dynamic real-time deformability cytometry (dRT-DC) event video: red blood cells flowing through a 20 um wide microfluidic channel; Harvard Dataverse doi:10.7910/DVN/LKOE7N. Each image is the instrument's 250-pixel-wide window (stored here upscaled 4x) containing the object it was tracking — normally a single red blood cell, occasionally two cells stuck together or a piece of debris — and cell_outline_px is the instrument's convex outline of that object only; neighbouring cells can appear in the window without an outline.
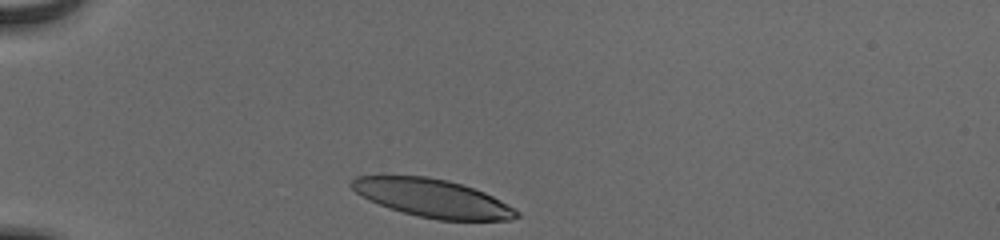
{"species": "human", "species_latin": "Homo sapiens", "temperature_condition": "cold", "stored_images_in_passage": 32, "camera_frame_rate_fps": 3000, "um_per_image_px": 0.085, "donor": {"sex": "male"}, "frame": {"image": 1, "passage_image": 1, "time_ms": 0.0, "image_size_px": [1000, 240], "cell_outline_px": [[520, 216], [512, 220], [436, 220], [404, 212], [368, 200], [360, 196], [348, 184], [356, 176], [428, 176], [448, 180], [484, 192], [508, 204], [520, 212]], "centroid_in_image_um": [36.78, 16.84], "position_along_channel_um": 48.2, "area_um2": 36.41}}
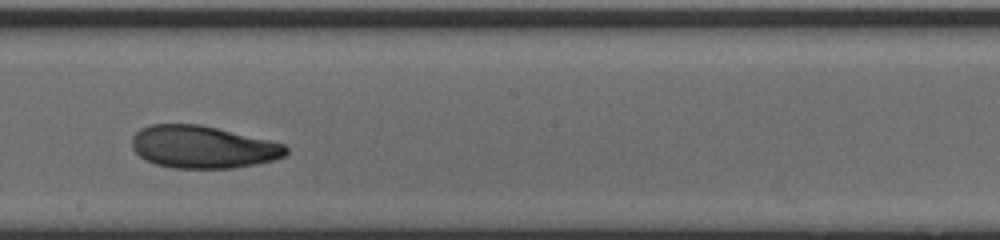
{"frame": {"image": 2, "passage_image": 18, "time_ms": 5.667, "image_size_px": [1000, 240], "cell_outline_px": [[288, 152], [284, 156], [272, 160], [256, 164], [232, 168], [176, 168], [156, 164], [144, 160], [132, 148], [132, 136], [140, 128], [148, 124], [200, 124], [268, 140], [284, 144], [288, 148]], "centroid_in_image_um": [17.2, 12.49], "position_along_channel_um": 231.0, "area_um2": 38.03}}
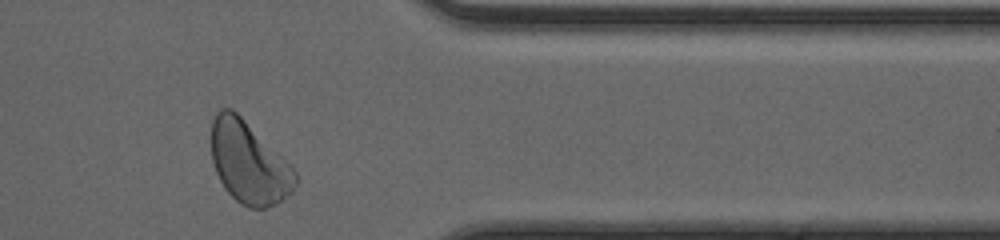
{"frame": {"image": 3, "passage_image": 31, "time_ms": 10.0, "image_size_px": [1000, 240], "cell_outline_px": [[300, 180], [292, 192], [280, 200], [264, 208], [248, 208], [240, 204], [224, 188], [216, 172], [212, 160], [212, 120], [216, 112], [220, 108], [232, 108], [296, 172]], "centroid_in_image_um": [21.13, 13.85], "position_along_channel_um": 390.3, "area_um2": 39.42}, "authors_computed_cell_mechanics": {"area_um2": 38.6682, "velocity_mm_per_s": 3.8729, "shape_relaxation_time_tau1_ms": 3.6333, "shape_relaxation_time_tau2_ms": 3.1379, "deformation_change_tau1": 0.1595, "deformation_change_tau2": 0.0854}}